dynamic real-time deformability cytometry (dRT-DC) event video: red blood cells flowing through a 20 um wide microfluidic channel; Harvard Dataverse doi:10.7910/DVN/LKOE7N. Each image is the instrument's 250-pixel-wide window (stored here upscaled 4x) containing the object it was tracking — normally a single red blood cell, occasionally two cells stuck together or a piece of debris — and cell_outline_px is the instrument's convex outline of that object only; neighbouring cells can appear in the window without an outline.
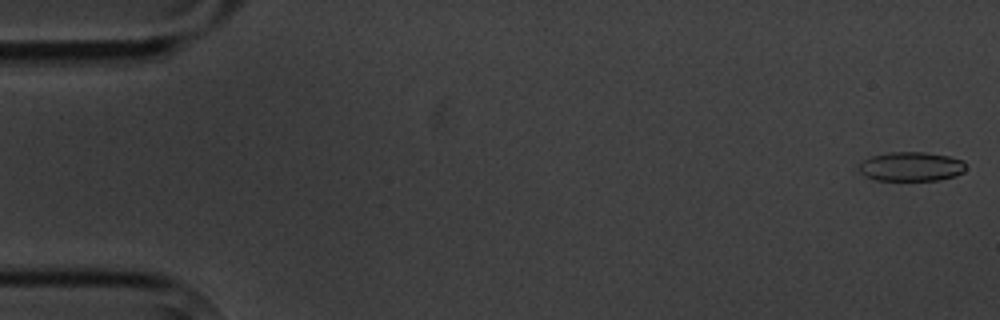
{"species": "common noctule bat (a hibernating species)", "species_latin": "Nyctalus noctula", "temperature_condition": "cold", "stored_images_in_passage": 9, "camera_frame_rate_fps": 3000, "um_per_image_px": 0.085, "animal": {"sex": "male", "body_mass_g": 20.1, "forearm_length_mm": 53.5}, "frame": {"image": 1, "passage_image": 1, "time_ms": 0.0, "image_size_px": [1000, 320], "cell_outline_px": [[964, 172], [956, 176], [940, 180], [876, 180], [860, 172], [860, 164], [864, 160], [872, 156], [888, 152], [924, 152], [948, 156], [964, 160]], "centroid_in_image_um": [77.49, 14.15], "position_along_channel_um": 7.5, "area_um2": 18.09}}
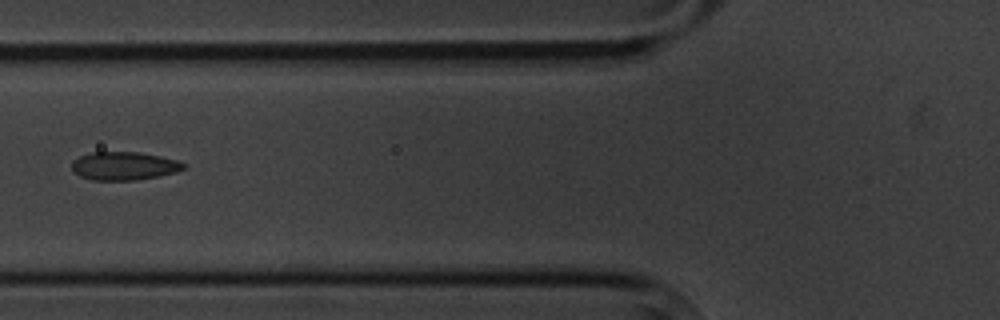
{"frame": {"image": 2, "passage_image": 7, "time_ms": 7.0, "image_size_px": [1000, 320], "cell_outline_px": [[184, 168], [176, 172], [160, 176], [136, 180], [92, 180], [80, 176], [72, 168], [72, 160], [80, 156], [92, 152], [140, 152], [160, 156], [176, 160], [184, 164]], "centroid_in_image_um": [10.53, 14.1], "position_along_channel_um": 115.3, "area_um2": 18.32}}
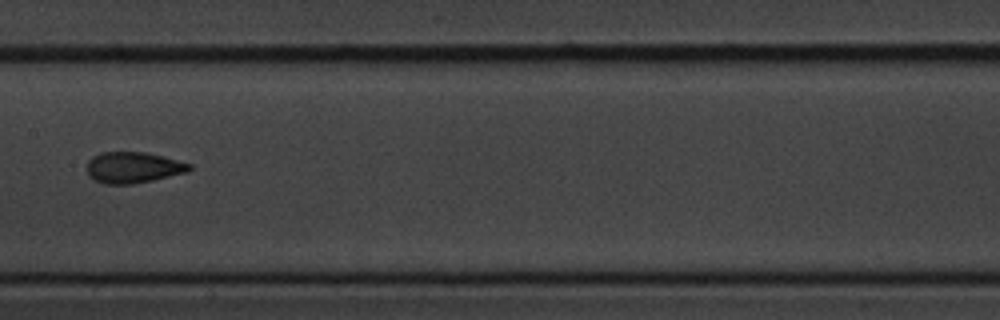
{"frame": {"image": 3, "passage_image": 9, "time_ms": 9.333, "image_size_px": [1000, 320], "cell_outline_px": [[192, 168], [188, 172], [152, 180], [132, 184], [104, 184], [88, 176], [88, 160], [92, 156], [100, 152], [148, 152], [164, 156], [192, 164]], "centroid_in_image_um": [11.33, 14.22], "position_along_channel_um": 196.1, "area_um2": 18.67}}